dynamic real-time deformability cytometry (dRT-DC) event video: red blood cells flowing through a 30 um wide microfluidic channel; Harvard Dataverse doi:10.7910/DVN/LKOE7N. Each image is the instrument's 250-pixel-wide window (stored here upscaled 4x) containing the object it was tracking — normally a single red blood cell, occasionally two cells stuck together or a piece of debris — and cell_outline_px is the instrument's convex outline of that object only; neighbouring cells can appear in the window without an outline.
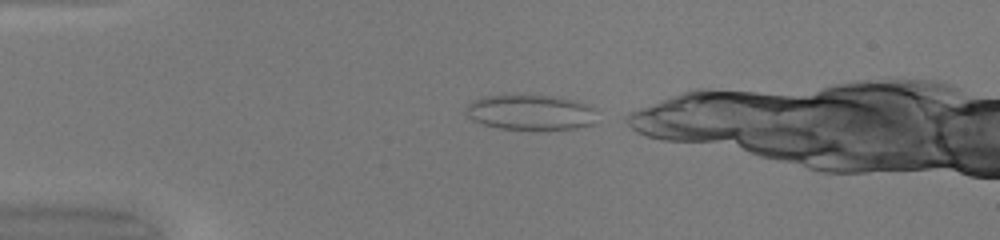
{"species": "common noctule bat (a hibernating species)", "species_latin": "Nyctalus noctula", "temperature_condition": "warm", "stored_images_in_passage": 30, "camera_frame_rate_fps": 3000, "um_per_image_px": 0.085, "animal": {"sex": "female", "body_mass_g": 20.0, "forearm_length_mm": 54.0}, "frame": {"image": 1, "passage_image": 1, "time_ms": 0.0, "image_size_px": [1000, 240], "cell_outline_px": [[596, 124], [576, 128], [500, 128], [484, 124], [472, 120], [464, 112], [464, 108], [472, 100], [480, 96], [552, 96], [580, 100], [596, 108]], "centroid_in_image_um": [45.14, 9.53], "position_along_channel_um": 39.9, "area_um2": 26.88}}
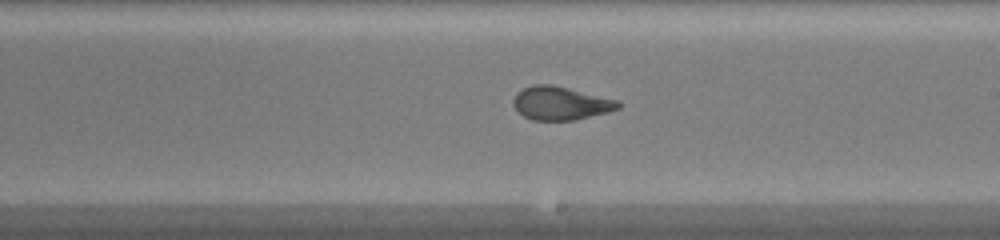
{"frame": {"image": 2, "passage_image": 18, "time_ms": 5.667, "image_size_px": [1000, 240], "cell_outline_px": [[620, 108], [608, 112], [572, 120], [532, 120], [524, 116], [512, 104], [512, 100], [516, 92], [532, 84], [552, 84], [620, 100]], "centroid_in_image_um": [47.65, 8.76], "position_along_channel_um": 241.3, "area_um2": 20.46}}
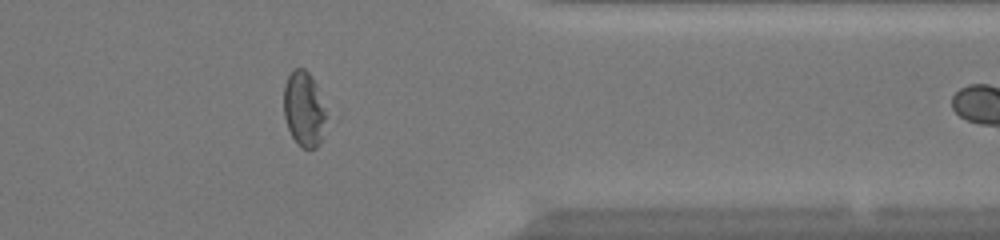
{"frame": {"image": 3, "passage_image": 29, "time_ms": 9.333, "image_size_px": [1000, 240], "cell_outline_px": [[332, 116], [320, 144], [316, 148], [304, 148], [292, 136], [288, 128], [284, 116], [284, 84], [292, 68], [304, 68], [308, 72], [316, 84]], "centroid_in_image_um": [25.93, 9.27], "position_along_channel_um": 385.5, "area_um2": 19.59}}